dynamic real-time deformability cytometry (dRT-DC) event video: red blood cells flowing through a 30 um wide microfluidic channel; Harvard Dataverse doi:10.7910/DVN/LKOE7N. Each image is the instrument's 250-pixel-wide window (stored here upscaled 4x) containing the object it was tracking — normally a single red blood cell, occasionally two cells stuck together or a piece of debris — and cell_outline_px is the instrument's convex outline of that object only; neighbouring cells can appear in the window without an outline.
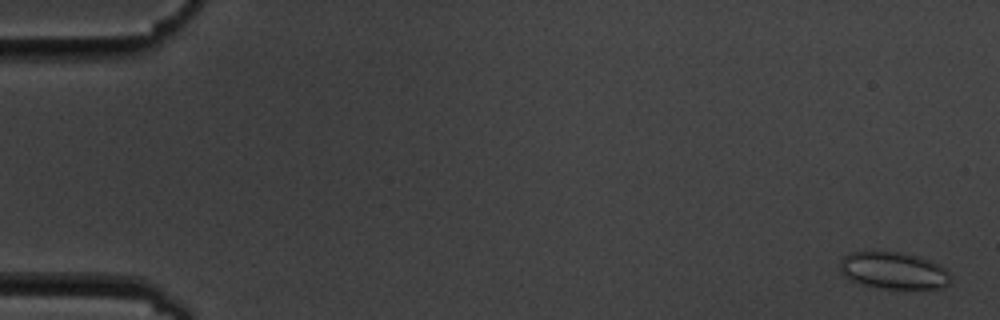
{"species": "common noctule bat (a hibernating species)", "species_latin": "Nyctalus noctula", "temperature_condition": "cold", "stored_images_in_passage": 6, "camera_frame_rate_fps": 3000, "um_per_image_px": 0.085, "animal": {"sex": "male", "body_mass_g": 19.5, "forearm_length_mm": 54.6}, "frame": {"image": 1, "passage_image": 1, "time_ms": 0.0, "image_size_px": [1000, 320], "cell_outline_px": [[952, 280], [944, 288], [880, 288], [860, 284], [844, 276], [840, 272], [840, 260], [844, 256], [852, 252], [900, 252], [916, 256], [928, 260], [944, 268], [952, 276]], "centroid_in_image_um": [75.95, 23.01], "position_along_channel_um": 9.1, "area_um2": 23.7}}
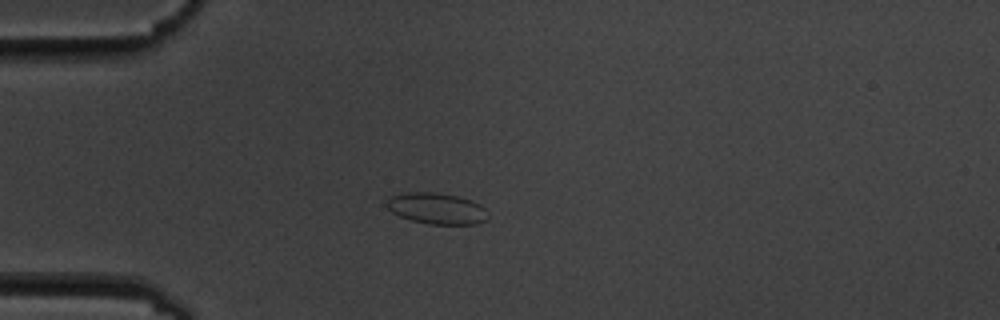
{"frame": {"image": 2, "passage_image": 5, "time_ms": 4.667, "image_size_px": [1000, 320], "cell_outline_px": [[484, 220], [476, 224], [428, 224], [412, 220], [400, 216], [392, 212], [388, 208], [388, 200], [392, 196], [404, 192], [436, 192], [456, 196], [472, 200], [480, 204], [484, 208]], "centroid_in_image_um": [37.09, 17.71], "position_along_channel_um": 47.9, "area_um2": 18.03}}